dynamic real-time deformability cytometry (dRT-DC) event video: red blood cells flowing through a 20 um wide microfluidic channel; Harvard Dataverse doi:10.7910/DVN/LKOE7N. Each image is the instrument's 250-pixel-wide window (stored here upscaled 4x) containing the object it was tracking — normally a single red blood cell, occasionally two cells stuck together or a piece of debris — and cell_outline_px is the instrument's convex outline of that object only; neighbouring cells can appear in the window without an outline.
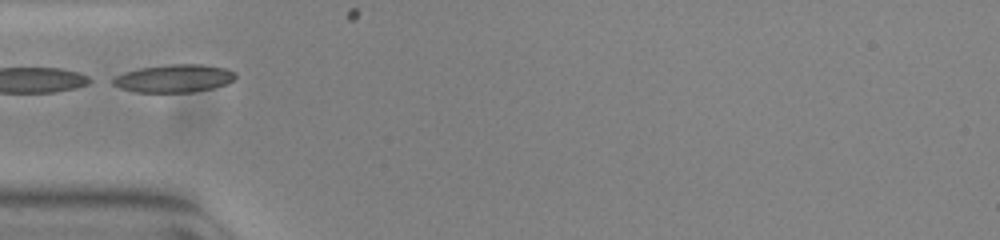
{"species": "common noctule bat (a hibernating species)", "species_latin": "Nyctalus noctula", "temperature_condition": "warm", "stored_images_in_passage": 26, "camera_frame_rate_fps": 3000, "um_per_image_px": 0.085, "animal": {"sex": "female", "body_mass_g": 23.0, "forearm_length_mm": 53.4}, "frame": {"image": 1, "passage_image": 1, "time_ms": 0.0, "image_size_px": [1000, 240], "cell_outline_px": [[236, 76], [232, 80], [224, 84], [212, 88], [192, 92], [136, 92], [120, 88], [112, 84], [108, 80], [124, 72], [140, 68], [168, 64], [200, 64], [228, 68], [236, 72]], "centroid_in_image_um": [14.76, 6.65], "position_along_channel_um": 70.2, "area_um2": 20.0}}